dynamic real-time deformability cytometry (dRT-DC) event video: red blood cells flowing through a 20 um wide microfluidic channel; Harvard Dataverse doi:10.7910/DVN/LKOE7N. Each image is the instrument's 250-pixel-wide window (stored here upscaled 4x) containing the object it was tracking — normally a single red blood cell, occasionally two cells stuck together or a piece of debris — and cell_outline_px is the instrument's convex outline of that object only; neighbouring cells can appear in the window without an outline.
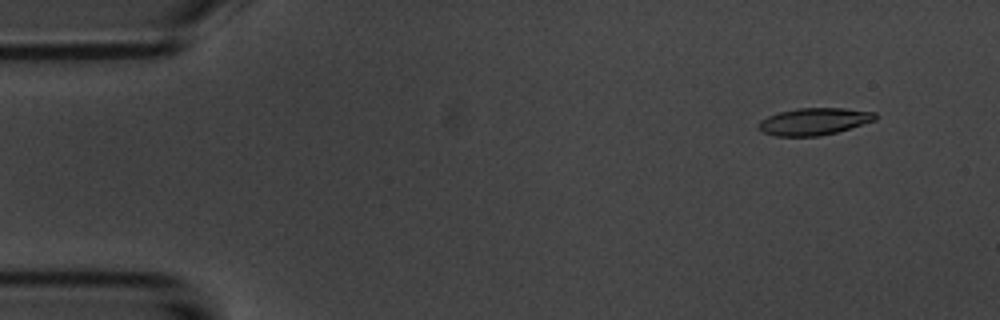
{"species": "common noctule bat (a hibernating species)", "species_latin": "Nyctalus noctula", "temperature_condition": "room temperature", "stored_images_in_passage": 5, "camera_frame_rate_fps": 3000, "um_per_image_px": 0.085, "animal": {"sex": "male", "body_mass_g": 20.1, "forearm_length_mm": 53.5}, "frame": {"image": 1, "passage_image": 2, "time_ms": 1.0, "image_size_px": [1000, 320], "cell_outline_px": [[876, 120], [836, 132], [820, 136], [776, 136], [764, 132], [756, 128], [756, 124], [760, 120], [768, 116], [780, 112], [796, 108], [844, 108], [876, 112]], "centroid_in_image_um": [69.16, 10.32], "position_along_channel_um": 15.8, "area_um2": 18.44}}
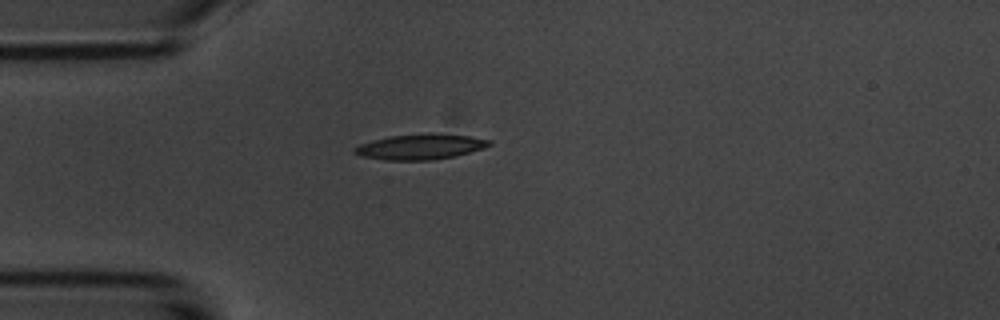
{"frame": {"image": 2, "passage_image": 5, "time_ms": 4.333, "image_size_px": [1000, 320], "cell_outline_px": [[492, 144], [468, 152], [452, 156], [432, 160], [384, 160], [364, 156], [352, 152], [352, 148], [360, 144], [372, 140], [392, 136], [428, 132], [432, 132], [468, 136], [492, 140]], "centroid_in_image_um": [35.7, 12.46], "position_along_channel_um": 49.3, "area_um2": 19.83}}